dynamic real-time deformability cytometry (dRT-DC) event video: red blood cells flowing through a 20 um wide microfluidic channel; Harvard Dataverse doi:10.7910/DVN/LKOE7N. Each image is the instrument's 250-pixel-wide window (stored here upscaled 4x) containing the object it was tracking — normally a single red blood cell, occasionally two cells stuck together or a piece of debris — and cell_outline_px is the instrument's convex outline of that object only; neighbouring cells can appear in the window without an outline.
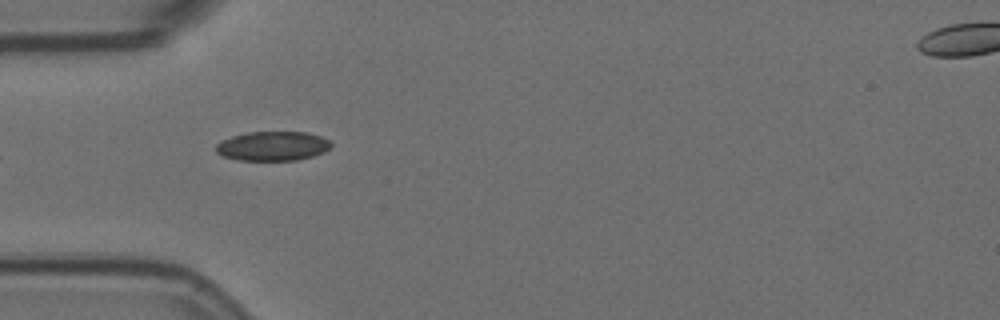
{"species": "Egyptian fruit bat (a non-hibernating species)", "species_latin": "Rousettus aegyptiacus", "temperature_condition": "room temperature", "stored_images_in_passage": 8, "camera_frame_rate_fps": 3000, "um_per_image_px": 0.085, "animal": {"sex": "female"}, "frame": {"image": 1, "passage_image": 5, "time_ms": 1.333, "image_size_px": [1000, 320], "cell_outline_px": [[332, 144], [324, 152], [312, 156], [296, 160], [236, 160], [224, 156], [216, 152], [216, 144], [220, 140], [232, 136], [248, 132], [308, 132], [320, 136], [328, 140]], "centroid_in_image_um": [23.15, 12.41], "position_along_channel_um": 61.9, "area_um2": 19.65}}
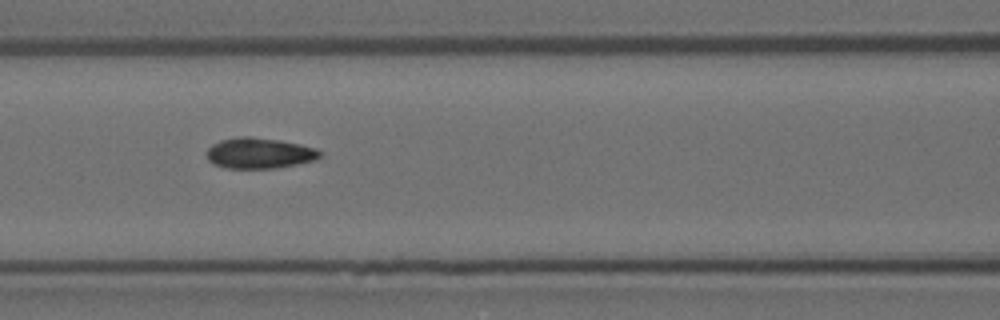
{"frame": {"image": 2, "passage_image": 7, "time_ms": 2.0, "image_size_px": [1000, 320], "cell_outline_px": [[324, 152], [316, 160], [276, 168], [224, 168], [212, 164], [208, 160], [208, 148], [212, 144], [220, 140], [240, 136], [252, 136], [280, 140], [300, 144], [316, 148]], "centroid_in_image_um": [22.06, 13.01], "position_along_channel_um": 144.5, "area_um2": 20.46}}
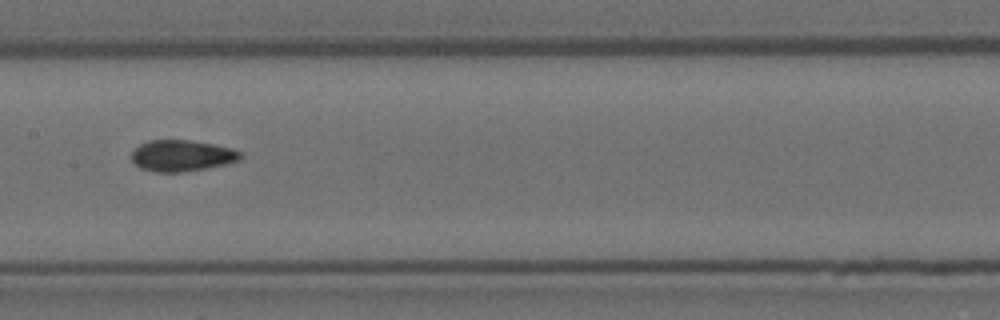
{"frame": {"image": 3, "passage_image": 8, "time_ms": 2.333, "image_size_px": [1000, 320], "cell_outline_px": [[244, 156], [240, 160], [208, 168], [180, 172], [156, 172], [140, 168], [132, 160], [132, 152], [140, 144], [148, 140], [188, 140], [212, 144], [232, 148], [240, 152]], "centroid_in_image_um": [15.47, 13.23], "position_along_channel_um": 191.9, "area_um2": 19.77}}